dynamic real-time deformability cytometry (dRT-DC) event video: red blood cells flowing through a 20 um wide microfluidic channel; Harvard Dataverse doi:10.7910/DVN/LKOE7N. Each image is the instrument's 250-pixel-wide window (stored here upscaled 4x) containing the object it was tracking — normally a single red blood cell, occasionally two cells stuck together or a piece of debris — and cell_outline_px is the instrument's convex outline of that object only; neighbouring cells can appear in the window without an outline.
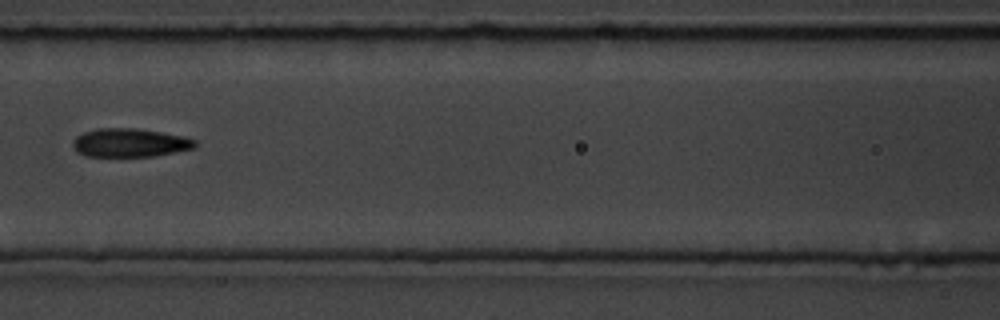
{"species": "common noctule bat (a hibernating species)", "species_latin": "Nyctalus noctula", "temperature_condition": "room temperature", "stored_images_in_passage": 10, "camera_frame_rate_fps": 3000, "um_per_image_px": 0.085, "animal": {"sex": "male", "body_mass_g": 19.5, "forearm_length_mm": 54.6}, "frame": {"image": 1, "passage_image": 7, "time_ms": 2.0, "image_size_px": [1000, 320], "cell_outline_px": [[196, 148], [152, 156], [88, 156], [76, 152], [72, 144], [76, 136], [84, 132], [100, 128], [136, 128], [184, 136], [196, 140]], "centroid_in_image_um": [11.04, 12.13], "position_along_channel_um": 155.6, "area_um2": 20.23}}
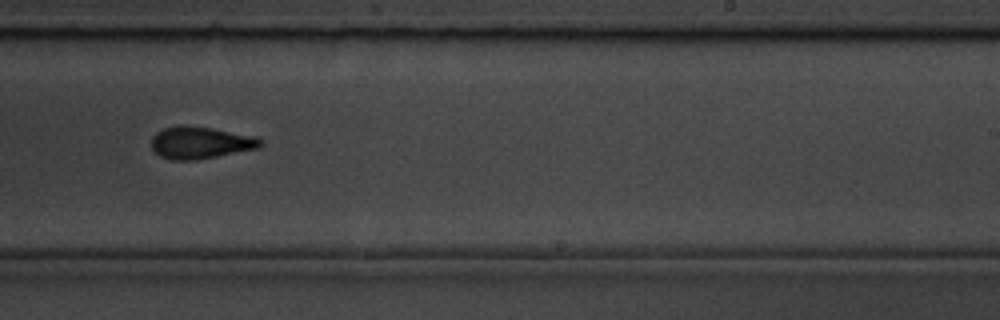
{"frame": {"image": 2, "passage_image": 10, "time_ms": 3.0, "image_size_px": [1000, 320], "cell_outline_px": [[264, 144], [260, 148], [196, 160], [168, 160], [160, 156], [152, 148], [152, 136], [156, 132], [164, 128], [180, 124], [184, 124], [212, 128], [256, 136], [264, 140]], "centroid_in_image_um": [17.06, 12.12], "position_along_channel_um": 271.9, "area_um2": 20.75}}